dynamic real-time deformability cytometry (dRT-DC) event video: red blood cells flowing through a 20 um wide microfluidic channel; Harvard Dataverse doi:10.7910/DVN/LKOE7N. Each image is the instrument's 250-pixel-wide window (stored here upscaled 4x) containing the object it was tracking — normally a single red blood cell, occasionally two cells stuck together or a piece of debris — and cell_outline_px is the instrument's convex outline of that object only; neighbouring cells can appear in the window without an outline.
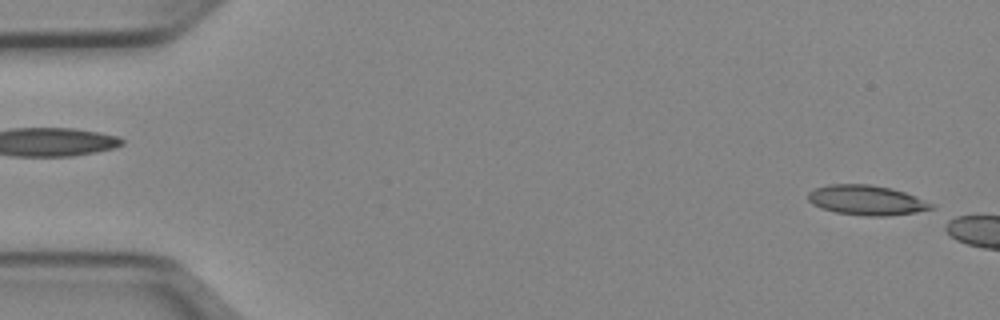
{"species": "Egyptian fruit bat (a non-hibernating species)", "species_latin": "Rousettus aegyptiacus", "temperature_condition": "cold", "stored_images_in_passage": 5, "camera_frame_rate_fps": 3000, "um_per_image_px": 0.085, "animal": {"sex": "female"}, "frame": {"image": 1, "passage_image": 1, "time_ms": 0.0, "image_size_px": [1000, 320], "cell_outline_px": [[936, 212], [888, 216], [868, 216], [836, 212], [820, 208], [812, 204], [808, 200], [808, 192], [816, 188], [828, 184], [868, 184], [892, 188], [916, 196], [936, 204]], "centroid_in_image_um": [73.81, 17.04], "position_along_channel_um": 11.2, "area_um2": 22.2}}